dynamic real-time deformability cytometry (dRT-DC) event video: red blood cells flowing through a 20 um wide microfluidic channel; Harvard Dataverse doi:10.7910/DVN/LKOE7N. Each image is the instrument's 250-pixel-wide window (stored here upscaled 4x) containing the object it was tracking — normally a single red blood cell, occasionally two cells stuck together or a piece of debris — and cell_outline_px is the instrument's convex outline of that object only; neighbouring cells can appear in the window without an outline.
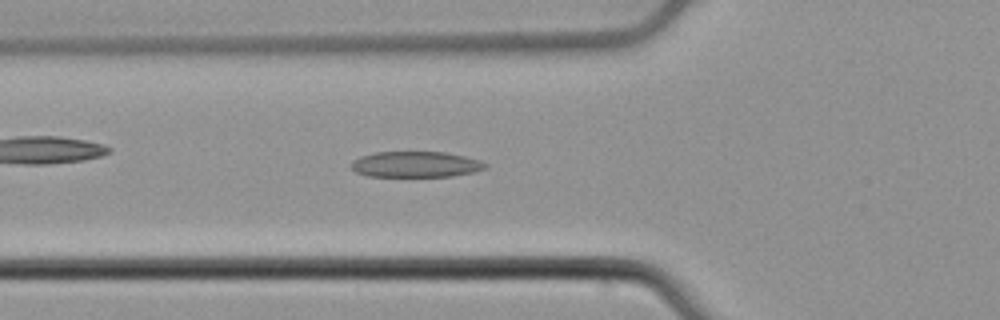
{"species": "common noctule bat (a hibernating species)", "species_latin": "Nyctalus noctula", "temperature_condition": "cold", "stored_images_in_passage": 52, "camera_frame_rate_fps": 3000, "um_per_image_px": 0.085, "animal": {"sex": "male", "body_mass_g": 21.5, "forearm_length_mm": 52.0}, "frame": {"image": 1, "passage_image": 19, "time_ms": 6.0, "image_size_px": [1000, 320], "cell_outline_px": [[488, 164], [484, 168], [476, 172], [452, 176], [368, 176], [356, 172], [352, 168], [352, 160], [360, 156], [376, 152], [444, 152], [464, 156], [480, 160]], "centroid_in_image_um": [35.34, 13.97], "position_along_channel_um": 90.5, "area_um2": 20.11}}
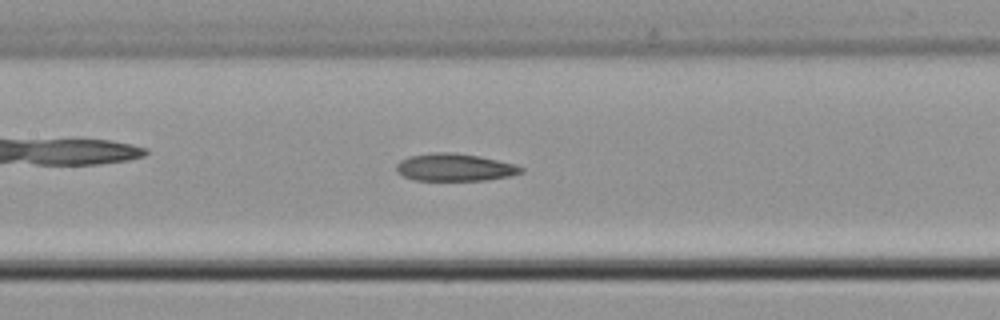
{"frame": {"image": 2, "passage_image": 25, "time_ms": 8.0, "image_size_px": [1000, 320], "cell_outline_px": [[524, 172], [512, 176], [488, 180], [412, 180], [396, 172], [396, 164], [400, 160], [408, 156], [432, 152], [452, 152], [480, 156], [516, 164], [524, 168]], "centroid_in_image_um": [38.66, 14.22], "position_along_channel_um": 168.7, "area_um2": 20.29}}
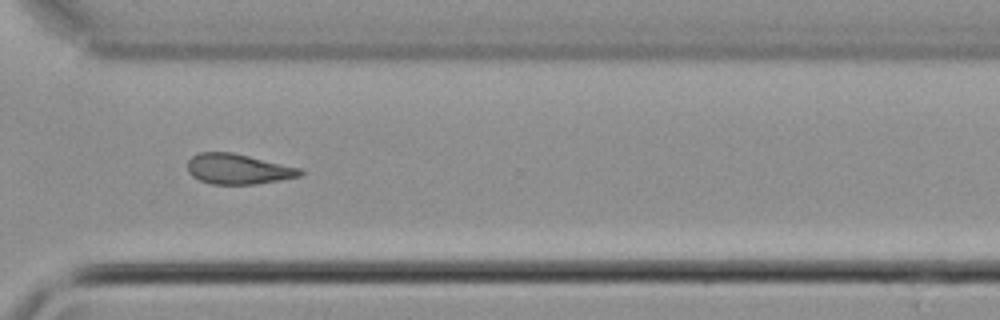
{"frame": {"image": 3, "passage_image": 39, "time_ms": 12.667, "image_size_px": [1000, 320], "cell_outline_px": [[304, 172], [300, 176], [280, 180], [256, 184], [212, 184], [200, 180], [192, 176], [188, 172], [188, 160], [192, 156], [200, 152], [232, 152], [304, 168]], "centroid_in_image_um": [20.28, 14.36], "position_along_channel_um": 350.3, "area_um2": 20.06}}